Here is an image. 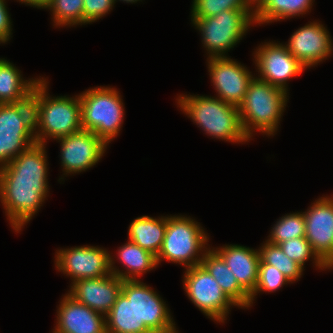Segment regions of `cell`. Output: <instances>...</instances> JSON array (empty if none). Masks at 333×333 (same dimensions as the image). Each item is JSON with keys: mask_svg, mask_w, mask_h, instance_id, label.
I'll return each instance as SVG.
<instances>
[{"mask_svg": "<svg viewBox=\"0 0 333 333\" xmlns=\"http://www.w3.org/2000/svg\"><path fill=\"white\" fill-rule=\"evenodd\" d=\"M45 144L35 143L0 167V201L13 230L19 233L48 196Z\"/></svg>", "mask_w": 333, "mask_h": 333, "instance_id": "6da1fadb", "label": "cell"}, {"mask_svg": "<svg viewBox=\"0 0 333 333\" xmlns=\"http://www.w3.org/2000/svg\"><path fill=\"white\" fill-rule=\"evenodd\" d=\"M47 84L48 81L42 77L31 96L35 138L37 143L45 145L47 138L57 140L82 130L79 95L51 97L47 92Z\"/></svg>", "mask_w": 333, "mask_h": 333, "instance_id": "7a4b0ae2", "label": "cell"}, {"mask_svg": "<svg viewBox=\"0 0 333 333\" xmlns=\"http://www.w3.org/2000/svg\"><path fill=\"white\" fill-rule=\"evenodd\" d=\"M176 102L181 111L212 138L233 143L250 141L243 130L238 107L219 97L191 94H180Z\"/></svg>", "mask_w": 333, "mask_h": 333, "instance_id": "3957f363", "label": "cell"}, {"mask_svg": "<svg viewBox=\"0 0 333 333\" xmlns=\"http://www.w3.org/2000/svg\"><path fill=\"white\" fill-rule=\"evenodd\" d=\"M287 93L254 76L238 107L243 130L249 139L257 130L267 136L275 135L287 104Z\"/></svg>", "mask_w": 333, "mask_h": 333, "instance_id": "277c9868", "label": "cell"}, {"mask_svg": "<svg viewBox=\"0 0 333 333\" xmlns=\"http://www.w3.org/2000/svg\"><path fill=\"white\" fill-rule=\"evenodd\" d=\"M116 88L94 87L79 94L82 129L95 133L107 145L113 141L124 119V103Z\"/></svg>", "mask_w": 333, "mask_h": 333, "instance_id": "5b68a950", "label": "cell"}, {"mask_svg": "<svg viewBox=\"0 0 333 333\" xmlns=\"http://www.w3.org/2000/svg\"><path fill=\"white\" fill-rule=\"evenodd\" d=\"M208 240L204 228L195 219L183 215L167 216L165 237L156 256L157 264L167 260L184 265V268L200 265L209 249L206 246Z\"/></svg>", "mask_w": 333, "mask_h": 333, "instance_id": "8992f818", "label": "cell"}, {"mask_svg": "<svg viewBox=\"0 0 333 333\" xmlns=\"http://www.w3.org/2000/svg\"><path fill=\"white\" fill-rule=\"evenodd\" d=\"M255 13L253 9H231L211 17L191 19L195 29L202 34L208 58L226 57L225 53L234 48L255 24Z\"/></svg>", "mask_w": 333, "mask_h": 333, "instance_id": "52a82bcc", "label": "cell"}, {"mask_svg": "<svg viewBox=\"0 0 333 333\" xmlns=\"http://www.w3.org/2000/svg\"><path fill=\"white\" fill-rule=\"evenodd\" d=\"M35 143L32 99L0 104V167Z\"/></svg>", "mask_w": 333, "mask_h": 333, "instance_id": "ba28073f", "label": "cell"}, {"mask_svg": "<svg viewBox=\"0 0 333 333\" xmlns=\"http://www.w3.org/2000/svg\"><path fill=\"white\" fill-rule=\"evenodd\" d=\"M185 270L182 282L190 301L211 320L224 323L230 307L236 305L201 264Z\"/></svg>", "mask_w": 333, "mask_h": 333, "instance_id": "9c48e42d", "label": "cell"}, {"mask_svg": "<svg viewBox=\"0 0 333 333\" xmlns=\"http://www.w3.org/2000/svg\"><path fill=\"white\" fill-rule=\"evenodd\" d=\"M121 292L137 311L139 324H145L153 333H179L164 300L141 280H124Z\"/></svg>", "mask_w": 333, "mask_h": 333, "instance_id": "30bf717a", "label": "cell"}, {"mask_svg": "<svg viewBox=\"0 0 333 333\" xmlns=\"http://www.w3.org/2000/svg\"><path fill=\"white\" fill-rule=\"evenodd\" d=\"M55 266L72 282L105 277L110 271V252L96 246H77L56 250Z\"/></svg>", "mask_w": 333, "mask_h": 333, "instance_id": "8fae6325", "label": "cell"}, {"mask_svg": "<svg viewBox=\"0 0 333 333\" xmlns=\"http://www.w3.org/2000/svg\"><path fill=\"white\" fill-rule=\"evenodd\" d=\"M253 54L258 69L257 78L286 92L287 81L297 77L306 69L282 43L273 41L262 43Z\"/></svg>", "mask_w": 333, "mask_h": 333, "instance_id": "7c38bea8", "label": "cell"}, {"mask_svg": "<svg viewBox=\"0 0 333 333\" xmlns=\"http://www.w3.org/2000/svg\"><path fill=\"white\" fill-rule=\"evenodd\" d=\"M211 82L224 102L239 107L244 100L252 75L246 66L226 57L207 58Z\"/></svg>", "mask_w": 333, "mask_h": 333, "instance_id": "4fadbf2b", "label": "cell"}, {"mask_svg": "<svg viewBox=\"0 0 333 333\" xmlns=\"http://www.w3.org/2000/svg\"><path fill=\"white\" fill-rule=\"evenodd\" d=\"M57 141L61 145V166L65 176L92 168L107 149V144L101 138L84 129Z\"/></svg>", "mask_w": 333, "mask_h": 333, "instance_id": "5bb4252c", "label": "cell"}, {"mask_svg": "<svg viewBox=\"0 0 333 333\" xmlns=\"http://www.w3.org/2000/svg\"><path fill=\"white\" fill-rule=\"evenodd\" d=\"M312 204L303 212L305 238L314 253L330 269L333 266V197H320Z\"/></svg>", "mask_w": 333, "mask_h": 333, "instance_id": "9a60e30c", "label": "cell"}, {"mask_svg": "<svg viewBox=\"0 0 333 333\" xmlns=\"http://www.w3.org/2000/svg\"><path fill=\"white\" fill-rule=\"evenodd\" d=\"M321 22L313 21L297 29L290 37L287 50L306 68L318 65L333 52L330 33Z\"/></svg>", "mask_w": 333, "mask_h": 333, "instance_id": "2e32d148", "label": "cell"}, {"mask_svg": "<svg viewBox=\"0 0 333 333\" xmlns=\"http://www.w3.org/2000/svg\"><path fill=\"white\" fill-rule=\"evenodd\" d=\"M123 280L110 273L105 277L81 279L70 286L68 294L76 301L106 316L121 293Z\"/></svg>", "mask_w": 333, "mask_h": 333, "instance_id": "e0dca14e", "label": "cell"}, {"mask_svg": "<svg viewBox=\"0 0 333 333\" xmlns=\"http://www.w3.org/2000/svg\"><path fill=\"white\" fill-rule=\"evenodd\" d=\"M56 320L53 333H107L106 317L76 301L68 293L59 304Z\"/></svg>", "mask_w": 333, "mask_h": 333, "instance_id": "ac0fdd59", "label": "cell"}, {"mask_svg": "<svg viewBox=\"0 0 333 333\" xmlns=\"http://www.w3.org/2000/svg\"><path fill=\"white\" fill-rule=\"evenodd\" d=\"M225 261L234 274L238 284L250 295L258 281L259 249H253L238 244L225 245L214 249Z\"/></svg>", "mask_w": 333, "mask_h": 333, "instance_id": "d6986e66", "label": "cell"}, {"mask_svg": "<svg viewBox=\"0 0 333 333\" xmlns=\"http://www.w3.org/2000/svg\"><path fill=\"white\" fill-rule=\"evenodd\" d=\"M201 265L237 307L246 309L250 307V295L238 284L234 274L214 248L209 247L205 252Z\"/></svg>", "mask_w": 333, "mask_h": 333, "instance_id": "ffe728a7", "label": "cell"}, {"mask_svg": "<svg viewBox=\"0 0 333 333\" xmlns=\"http://www.w3.org/2000/svg\"><path fill=\"white\" fill-rule=\"evenodd\" d=\"M118 258L125 266L124 270H119L114 266V257L110 254V271L120 279L139 280L138 278L158 266L156 256L150 251L141 248L139 245L128 240L127 243L119 247Z\"/></svg>", "mask_w": 333, "mask_h": 333, "instance_id": "44dd1931", "label": "cell"}, {"mask_svg": "<svg viewBox=\"0 0 333 333\" xmlns=\"http://www.w3.org/2000/svg\"><path fill=\"white\" fill-rule=\"evenodd\" d=\"M41 78L25 80L21 70L4 58H0V104L19 103L28 100Z\"/></svg>", "mask_w": 333, "mask_h": 333, "instance_id": "7402d4cb", "label": "cell"}, {"mask_svg": "<svg viewBox=\"0 0 333 333\" xmlns=\"http://www.w3.org/2000/svg\"><path fill=\"white\" fill-rule=\"evenodd\" d=\"M166 226L167 216L153 218L144 215L137 217L130 223L129 241L157 256L163 244Z\"/></svg>", "mask_w": 333, "mask_h": 333, "instance_id": "603a6c76", "label": "cell"}, {"mask_svg": "<svg viewBox=\"0 0 333 333\" xmlns=\"http://www.w3.org/2000/svg\"><path fill=\"white\" fill-rule=\"evenodd\" d=\"M105 317L107 333H153L145 324H139L135 305L122 292Z\"/></svg>", "mask_w": 333, "mask_h": 333, "instance_id": "cb8c5ba5", "label": "cell"}, {"mask_svg": "<svg viewBox=\"0 0 333 333\" xmlns=\"http://www.w3.org/2000/svg\"><path fill=\"white\" fill-rule=\"evenodd\" d=\"M313 2L314 0H267L255 13V23L260 25L305 15L311 11Z\"/></svg>", "mask_w": 333, "mask_h": 333, "instance_id": "d4e9b609", "label": "cell"}, {"mask_svg": "<svg viewBox=\"0 0 333 333\" xmlns=\"http://www.w3.org/2000/svg\"><path fill=\"white\" fill-rule=\"evenodd\" d=\"M261 261L264 264L274 266L278 271H280L286 279L291 283L298 281L301 278L304 268L297 262L289 259L279 247L269 243L267 240L262 243L259 249Z\"/></svg>", "mask_w": 333, "mask_h": 333, "instance_id": "484cf974", "label": "cell"}, {"mask_svg": "<svg viewBox=\"0 0 333 333\" xmlns=\"http://www.w3.org/2000/svg\"><path fill=\"white\" fill-rule=\"evenodd\" d=\"M274 224L267 241L278 245L298 237H305V217L303 212H295L282 216Z\"/></svg>", "mask_w": 333, "mask_h": 333, "instance_id": "4316f807", "label": "cell"}, {"mask_svg": "<svg viewBox=\"0 0 333 333\" xmlns=\"http://www.w3.org/2000/svg\"><path fill=\"white\" fill-rule=\"evenodd\" d=\"M50 9L56 27L83 24V0H52Z\"/></svg>", "mask_w": 333, "mask_h": 333, "instance_id": "83f0119b", "label": "cell"}, {"mask_svg": "<svg viewBox=\"0 0 333 333\" xmlns=\"http://www.w3.org/2000/svg\"><path fill=\"white\" fill-rule=\"evenodd\" d=\"M282 249L283 253L291 260L297 262L303 268L305 262L313 259L314 265L318 269L325 270L329 269L314 253L309 241L305 237H298L294 239H289L288 241L281 242L278 244Z\"/></svg>", "mask_w": 333, "mask_h": 333, "instance_id": "f1b7e54d", "label": "cell"}, {"mask_svg": "<svg viewBox=\"0 0 333 333\" xmlns=\"http://www.w3.org/2000/svg\"><path fill=\"white\" fill-rule=\"evenodd\" d=\"M191 19L207 18L231 9H252L249 0H193Z\"/></svg>", "mask_w": 333, "mask_h": 333, "instance_id": "f546056e", "label": "cell"}, {"mask_svg": "<svg viewBox=\"0 0 333 333\" xmlns=\"http://www.w3.org/2000/svg\"><path fill=\"white\" fill-rule=\"evenodd\" d=\"M291 283L286 277L274 266L259 263L258 281L254 291L250 294V306H252L255 296L262 292H275L283 285Z\"/></svg>", "mask_w": 333, "mask_h": 333, "instance_id": "4dcf8cb0", "label": "cell"}, {"mask_svg": "<svg viewBox=\"0 0 333 333\" xmlns=\"http://www.w3.org/2000/svg\"><path fill=\"white\" fill-rule=\"evenodd\" d=\"M114 0H83V24L95 22L111 12Z\"/></svg>", "mask_w": 333, "mask_h": 333, "instance_id": "1f68e13d", "label": "cell"}, {"mask_svg": "<svg viewBox=\"0 0 333 333\" xmlns=\"http://www.w3.org/2000/svg\"><path fill=\"white\" fill-rule=\"evenodd\" d=\"M7 10L6 1L0 0V38L7 43L12 37V21Z\"/></svg>", "mask_w": 333, "mask_h": 333, "instance_id": "d6a6232c", "label": "cell"}, {"mask_svg": "<svg viewBox=\"0 0 333 333\" xmlns=\"http://www.w3.org/2000/svg\"><path fill=\"white\" fill-rule=\"evenodd\" d=\"M24 3L29 6L37 7L38 9H46L52 0H17V2Z\"/></svg>", "mask_w": 333, "mask_h": 333, "instance_id": "836d02e7", "label": "cell"}, {"mask_svg": "<svg viewBox=\"0 0 333 333\" xmlns=\"http://www.w3.org/2000/svg\"><path fill=\"white\" fill-rule=\"evenodd\" d=\"M267 0H249V3L251 5V8L257 12L265 3Z\"/></svg>", "mask_w": 333, "mask_h": 333, "instance_id": "e575fe53", "label": "cell"}, {"mask_svg": "<svg viewBox=\"0 0 333 333\" xmlns=\"http://www.w3.org/2000/svg\"><path fill=\"white\" fill-rule=\"evenodd\" d=\"M117 0H114V3H116ZM119 1H123V2H126V3H137L138 1H142V0H119Z\"/></svg>", "mask_w": 333, "mask_h": 333, "instance_id": "d590c367", "label": "cell"}, {"mask_svg": "<svg viewBox=\"0 0 333 333\" xmlns=\"http://www.w3.org/2000/svg\"><path fill=\"white\" fill-rule=\"evenodd\" d=\"M1 43L3 44V43H5V42L0 38V44H1Z\"/></svg>", "mask_w": 333, "mask_h": 333, "instance_id": "8d00e7d4", "label": "cell"}]
</instances>
